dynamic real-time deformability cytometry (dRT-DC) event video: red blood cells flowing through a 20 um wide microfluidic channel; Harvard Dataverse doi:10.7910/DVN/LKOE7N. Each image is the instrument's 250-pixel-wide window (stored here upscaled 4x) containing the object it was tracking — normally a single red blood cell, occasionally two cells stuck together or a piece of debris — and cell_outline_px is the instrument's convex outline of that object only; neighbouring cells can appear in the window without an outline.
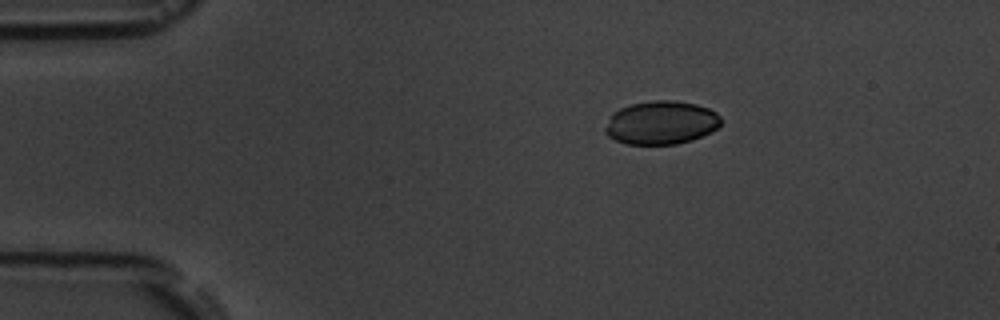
{"species": "common noctule bat (a hibernating species)", "species_latin": "Nyctalus noctula", "temperature_condition": "room temperature", "stored_images_in_passage": 3, "camera_frame_rate_fps": 3000, "um_per_image_px": 0.085, "animal": {"sex": "male", "body_mass_g": 19.5, "forearm_length_mm": 54.6}, "frame": {"image": 1, "passage_image": 1, "time_ms": 0.0, "image_size_px": [1000, 320], "cell_outline_px": [[720, 124], [712, 132], [692, 140], [676, 144], [628, 144], [616, 140], [608, 136], [604, 132], [604, 128], [612, 112], [620, 108], [632, 104], [652, 100], [672, 100], [696, 104], [708, 108], [716, 112], [720, 116]], "centroid_in_image_um": [56.18, 10.42], "position_along_channel_um": 28.8, "area_um2": 29.36}}